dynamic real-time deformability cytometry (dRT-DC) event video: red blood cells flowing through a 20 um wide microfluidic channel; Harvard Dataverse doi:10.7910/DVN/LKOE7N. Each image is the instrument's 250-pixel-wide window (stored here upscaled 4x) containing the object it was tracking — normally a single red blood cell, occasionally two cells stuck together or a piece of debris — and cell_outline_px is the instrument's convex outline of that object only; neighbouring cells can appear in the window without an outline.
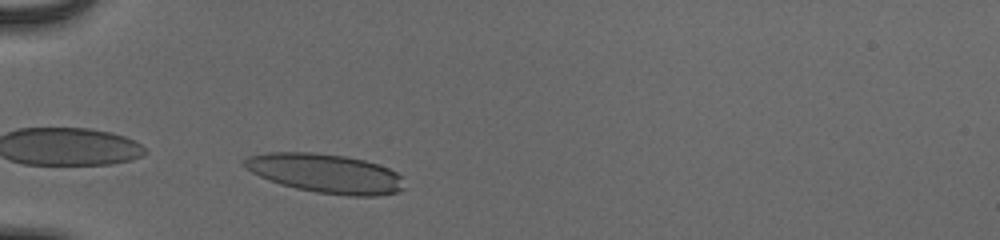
{"species": "human", "species_latin": "Homo sapiens", "temperature_condition": "cold", "stored_images_in_passage": 34, "camera_frame_rate_fps": 3000, "um_per_image_px": 0.085, "donor": {"sex": "male"}, "frame": {"image": 1, "passage_image": 1, "time_ms": 0.0, "image_size_px": [1000, 240], "cell_outline_px": [[404, 188], [396, 192], [380, 196], [348, 196], [316, 192], [296, 188], [280, 184], [260, 176], [244, 168], [240, 160], [248, 156], [268, 152], [312, 152], [344, 156], [364, 160], [388, 168], [404, 176]], "centroid_in_image_um": [27.66, 14.74], "position_along_channel_um": 57.3, "area_um2": 36.7}}
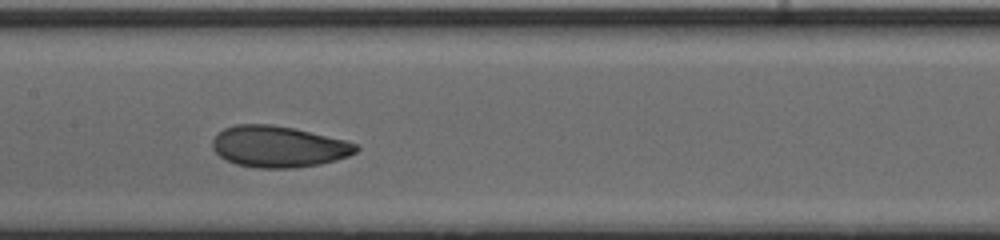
{"frame": {"image": 2, "passage_image": 12, "time_ms": 3.667, "image_size_px": [1000, 240], "cell_outline_px": [[360, 148], [356, 152], [348, 156], [336, 160], [320, 164], [292, 168], [256, 168], [236, 164], [220, 156], [212, 148], [212, 140], [216, 132], [224, 128], [236, 124], [272, 124], [292, 128], [344, 140], [356, 144]], "centroid_in_image_um": [23.63, 12.46], "position_along_channel_um": 183.8, "area_um2": 34.51}}
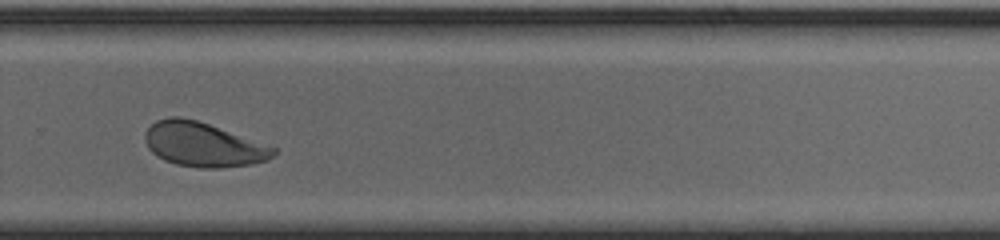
{"frame": {"image": 3, "passage_image": 22, "time_ms": 7.0, "image_size_px": [1000, 240], "cell_outline_px": [[276, 152], [268, 160], [252, 164], [220, 168], [200, 168], [176, 164], [164, 160], [156, 156], [148, 148], [144, 140], [144, 132], [156, 120], [168, 116], [180, 116], [196, 120], [208, 124], [276, 148]], "centroid_in_image_um": [17.22, 12.29], "position_along_channel_um": 312.6, "area_um2": 33.06}, "authors_computed_cell_mechanics": {"area_um2": 34.4199, "velocity_mm_per_s": 3.8664, "shape_relaxation_time_tau1_ms": 3.0622, "shape_relaxation_time_tau2_ms": 2.8236, "deformation_change_tau1": 0.1344, "deformation_change_tau2": 0.0801}}